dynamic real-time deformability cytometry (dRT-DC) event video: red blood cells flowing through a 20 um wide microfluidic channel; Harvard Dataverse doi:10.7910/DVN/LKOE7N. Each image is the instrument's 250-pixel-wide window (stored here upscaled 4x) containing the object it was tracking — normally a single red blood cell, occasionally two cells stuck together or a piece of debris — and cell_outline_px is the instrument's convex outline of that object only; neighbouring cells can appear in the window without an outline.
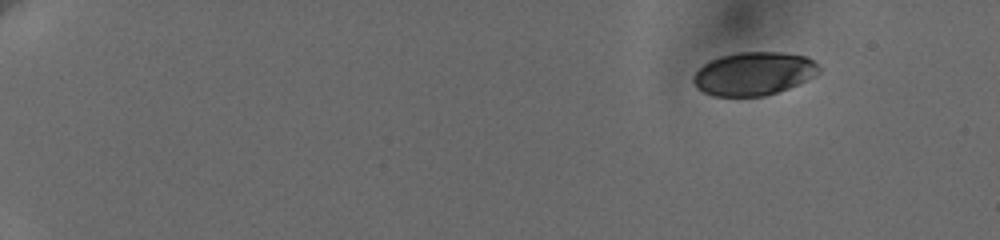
{"species": "human", "species_latin": "Homo sapiens", "temperature_condition": "cold", "stored_images_in_passage": 53, "camera_frame_rate_fps": 3000, "um_per_image_px": 0.085, "donor": {"sex": "female"}, "frame": {"image": 1, "passage_image": 1, "time_ms": 0.0, "image_size_px": [1000, 240], "cell_outline_px": [[820, 72], [788, 88], [764, 96], [712, 96], [696, 88], [692, 80], [692, 76], [704, 64], [720, 56], [740, 52], [784, 52], [804, 56], [812, 60], [820, 68]], "centroid_in_image_um": [64.02, 6.26], "position_along_channel_um": 21.0, "area_um2": 31.39}}
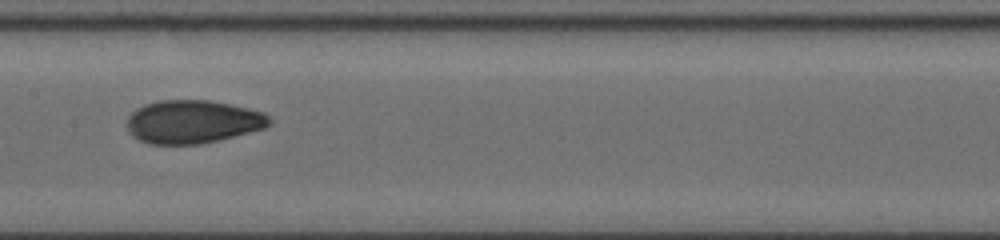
{"frame": {"image": 2, "passage_image": 28, "time_ms": 9.0, "image_size_px": [1000, 240], "cell_outline_px": [[272, 120], [264, 128], [220, 140], [200, 144], [148, 144], [132, 136], [128, 132], [128, 116], [136, 108], [144, 104], [160, 100], [208, 100], [248, 108], [264, 112]], "centroid_in_image_um": [16.36, 10.35], "position_along_channel_um": 191.0, "area_um2": 35.89}}
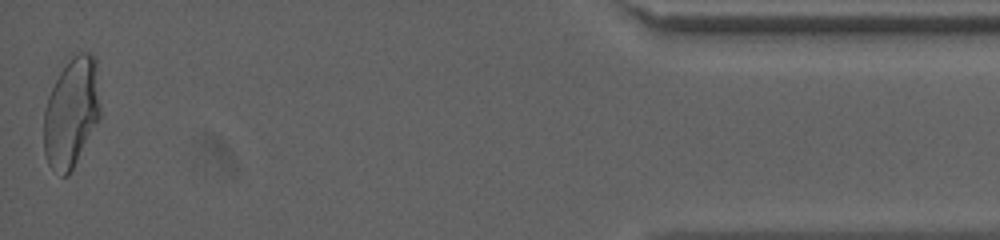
{"frame": {"image": 3, "passage_image": 53, "time_ms": 17.333, "image_size_px": [1000, 240], "cell_outline_px": [[100, 116], [68, 176], [64, 176], [48, 164], [44, 152], [44, 112], [48, 96], [60, 72], [68, 60], [72, 56], [80, 52], [88, 52], [96, 56], [100, 108]], "centroid_in_image_um": [6.07, 9.51], "position_along_channel_um": 429.1, "area_um2": 35.66}, "authors_computed_cell_mechanics": {"area_um2": 34.8534, "velocity_mm_per_s": 3.6394, "shape_relaxation_time_tau1_ms": 4.3659, "shape_relaxation_time_tau2_ms": 1.5673, "deformation_change_tau1": 0.1615, "deformation_change_tau2": 0.0598}}